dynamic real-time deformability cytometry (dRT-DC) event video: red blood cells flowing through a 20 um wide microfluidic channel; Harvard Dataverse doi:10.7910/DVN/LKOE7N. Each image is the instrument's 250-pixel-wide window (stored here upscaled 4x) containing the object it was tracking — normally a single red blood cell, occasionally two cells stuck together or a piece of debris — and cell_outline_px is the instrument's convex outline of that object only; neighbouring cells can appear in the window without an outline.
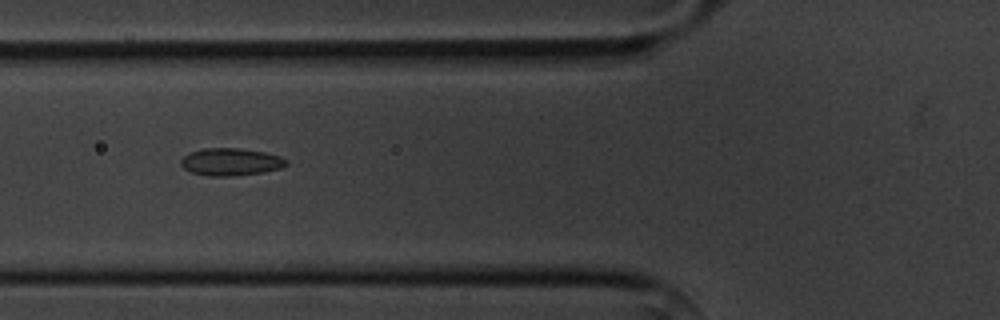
{"species": "common noctule bat (a hibernating species)", "species_latin": "Nyctalus noctula", "temperature_condition": "cold", "stored_images_in_passage": 5, "camera_frame_rate_fps": 3000, "um_per_image_px": 0.085, "animal": {"sex": "male", "body_mass_g": 20.1, "forearm_length_mm": 53.5}, "frame": {"image": 1, "passage_image": 2, "time_ms": 1.0, "image_size_px": [1000, 320], "cell_outline_px": [[288, 164], [280, 168], [264, 172], [232, 176], [208, 176], [192, 172], [184, 168], [180, 164], [180, 160], [188, 152], [204, 148], [240, 148], [264, 152], [280, 156], [288, 160]], "centroid_in_image_um": [19.61, 13.75], "position_along_channel_um": 106.2, "area_um2": 16.94}}
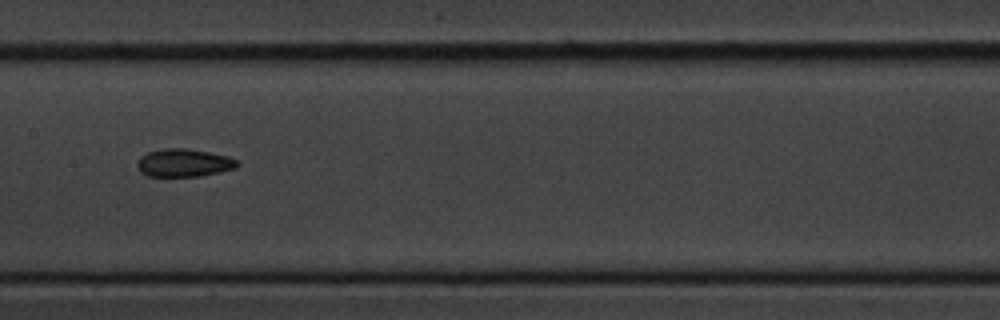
{"frame": {"image": 2, "passage_image": 4, "time_ms": 3.333, "image_size_px": [1000, 320], "cell_outline_px": [[240, 164], [236, 168], [220, 172], [200, 176], [148, 176], [140, 172], [136, 164], [140, 156], [148, 152], [164, 148], [188, 148], [228, 156], [236, 160]], "centroid_in_image_um": [15.62, 13.84], "position_along_channel_um": 191.8, "area_um2": 16.36}}
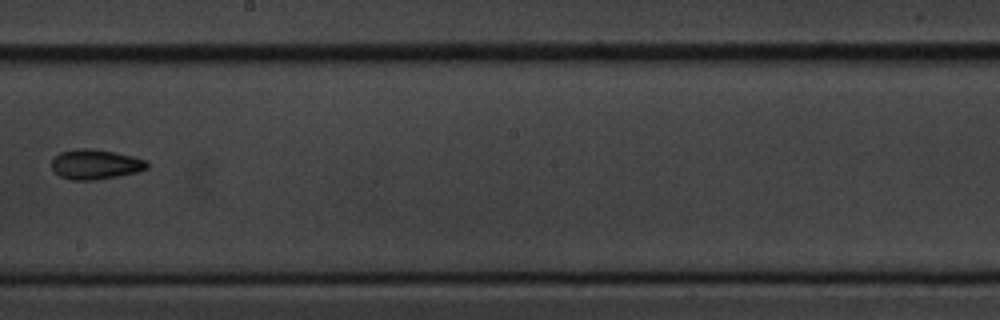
{"frame": {"image": 3, "passage_image": 5, "time_ms": 4.667, "image_size_px": [1000, 320], "cell_outline_px": [[148, 168], [136, 172], [116, 176], [92, 180], [72, 180], [60, 176], [52, 168], [52, 160], [60, 152], [80, 148], [92, 148], [116, 152], [132, 156], [144, 160], [148, 164]], "centroid_in_image_um": [8.1, 13.96], "position_along_channel_um": 240.1, "area_um2": 16.42}}